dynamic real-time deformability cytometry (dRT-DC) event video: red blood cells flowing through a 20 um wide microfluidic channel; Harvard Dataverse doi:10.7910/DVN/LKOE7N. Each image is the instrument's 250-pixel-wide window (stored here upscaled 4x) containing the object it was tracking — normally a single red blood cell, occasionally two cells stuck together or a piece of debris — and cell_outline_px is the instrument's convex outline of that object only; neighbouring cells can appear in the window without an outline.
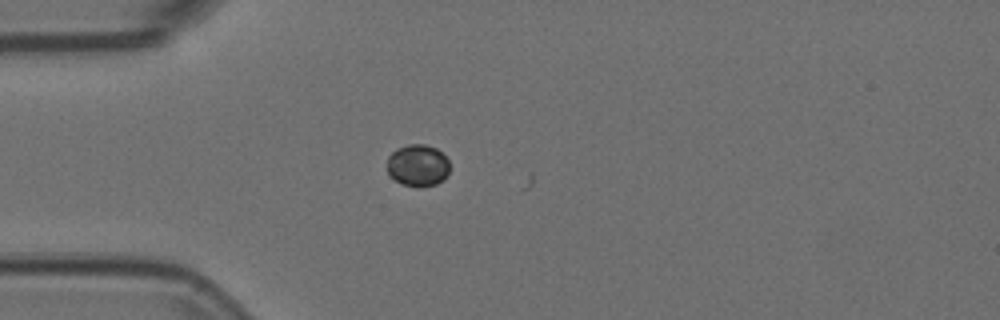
{"species": "Egyptian fruit bat (a non-hibernating species)", "species_latin": "Rousettus aegyptiacus", "temperature_condition": "room temperature", "stored_images_in_passage": 2, "camera_frame_rate_fps": 3000, "um_per_image_px": 0.085, "animal": {"sex": "female"}, "frame": {"image": 1, "passage_image": 1, "time_ms": 0.0, "image_size_px": [1000, 320], "cell_outline_px": [[448, 176], [444, 180], [436, 184], [420, 188], [404, 184], [396, 180], [388, 172], [388, 156], [396, 148], [408, 144], [424, 144], [436, 148], [448, 160]], "centroid_in_image_um": [35.52, 14.06], "position_along_channel_um": 49.5, "area_um2": 15.26}}